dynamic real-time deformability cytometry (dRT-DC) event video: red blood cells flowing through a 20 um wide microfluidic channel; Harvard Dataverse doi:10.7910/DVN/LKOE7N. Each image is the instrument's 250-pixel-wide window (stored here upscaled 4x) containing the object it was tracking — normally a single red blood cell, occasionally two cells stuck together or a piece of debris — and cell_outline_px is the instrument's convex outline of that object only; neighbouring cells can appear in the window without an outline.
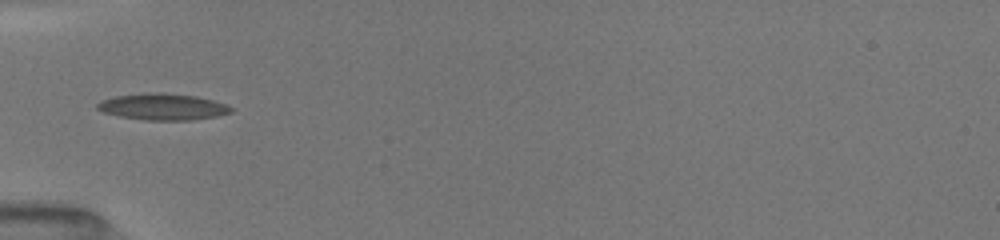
{"species": "common noctule bat (a hibernating species)", "species_latin": "Nyctalus noctula", "temperature_condition": "room temperature", "stored_images_in_passage": 42, "camera_frame_rate_fps": 3000, "um_per_image_px": 0.085, "animal": {"sex": "female", "body_mass_g": 19.5, "forearm_length_mm": 54.1}, "frame": {"image": 1, "passage_image": 1, "time_ms": 0.0, "image_size_px": [1000, 240], "cell_outline_px": [[232, 112], [216, 116], [192, 120], [148, 120], [120, 116], [104, 112], [96, 108], [96, 104], [100, 100], [116, 96], [148, 92], [160, 92], [196, 96], [212, 100], [224, 104], [232, 108]], "centroid_in_image_um": [13.81, 9.07], "position_along_channel_um": 71.2, "area_um2": 20.46}}
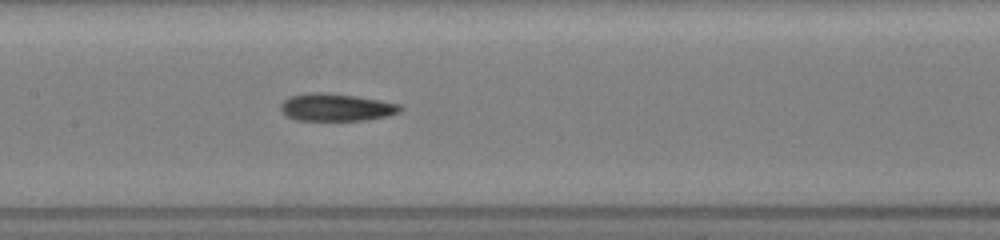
{"frame": {"image": 2, "passage_image": 11, "time_ms": 2.667, "image_size_px": [1000, 240], "cell_outline_px": [[404, 108], [400, 112], [388, 116], [368, 120], [296, 120], [288, 116], [280, 108], [280, 104], [288, 96], [308, 92], [320, 92], [356, 96], [380, 100], [400, 104]], "centroid_in_image_um": [28.6, 9.12], "position_along_channel_um": 178.8, "area_um2": 19.25}}
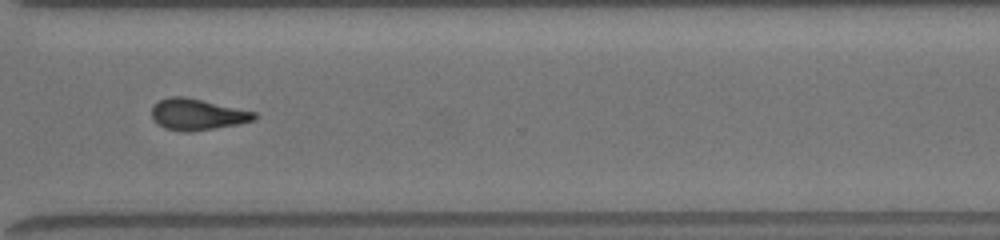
{"frame": {"image": 3, "passage_image": 41, "time_ms": 7.0, "image_size_px": [1000, 240], "cell_outline_px": [[260, 116], [256, 120], [236, 124], [188, 132], [184, 132], [164, 128], [156, 124], [152, 120], [152, 108], [160, 100], [172, 96], [184, 96], [256, 112]], "centroid_in_image_um": [16.77, 9.73], "position_along_channel_um": 353.8, "area_um2": 18.61}}